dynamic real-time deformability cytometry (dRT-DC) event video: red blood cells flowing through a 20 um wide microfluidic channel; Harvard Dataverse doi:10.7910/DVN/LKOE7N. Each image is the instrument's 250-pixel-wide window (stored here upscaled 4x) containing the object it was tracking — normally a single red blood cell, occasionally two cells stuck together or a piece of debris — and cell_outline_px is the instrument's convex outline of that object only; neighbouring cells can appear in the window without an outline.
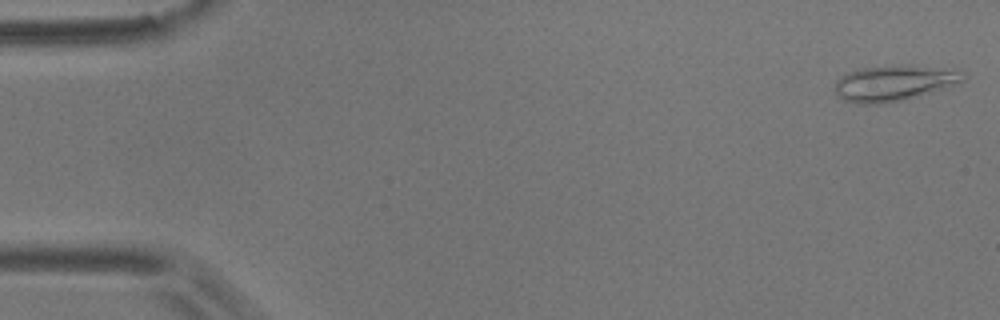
{"species": "common noctule bat (a hibernating species)", "species_latin": "Nyctalus noctula", "temperature_condition": "room temperature", "stored_images_in_passage": 4, "camera_frame_rate_fps": 3000, "um_per_image_px": 0.085, "animal": {"sex": "male", "body_mass_g": 17.9}, "frame": {"image": 1, "passage_image": 1, "time_ms": 0.0, "image_size_px": [1000, 320], "cell_outline_px": [[968, 76], [964, 80], [948, 88], [900, 100], [880, 104], [860, 104], [844, 100], [836, 92], [836, 80], [840, 76], [848, 72], [860, 68], [904, 64], [908, 64], [956, 68], [968, 72]], "centroid_in_image_um": [76.11, 7.02], "position_along_channel_um": 8.9, "area_um2": 27.28}}